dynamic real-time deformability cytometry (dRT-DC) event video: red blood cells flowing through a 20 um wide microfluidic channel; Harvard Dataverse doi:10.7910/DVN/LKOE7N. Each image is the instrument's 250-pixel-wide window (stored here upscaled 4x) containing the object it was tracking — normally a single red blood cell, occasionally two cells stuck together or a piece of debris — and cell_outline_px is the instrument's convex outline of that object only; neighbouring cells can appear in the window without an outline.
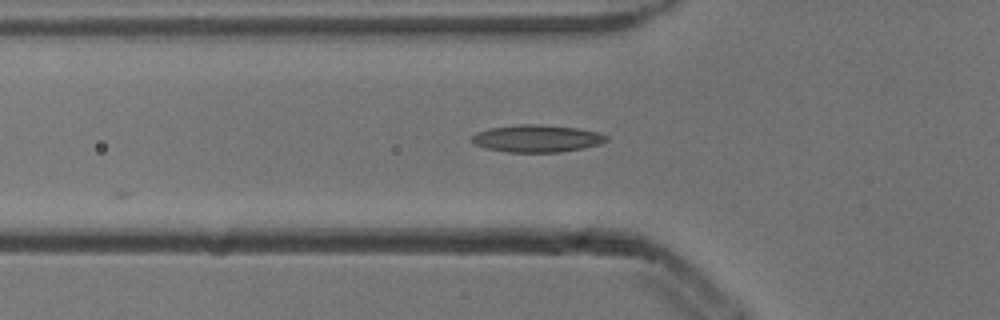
{"species": "common noctule bat (a hibernating species)", "species_latin": "Nyctalus noctula", "temperature_condition": "cold", "stored_images_in_passage": 5, "camera_frame_rate_fps": 3000, "um_per_image_px": 0.085, "animal": {"sex": "male", "body_mass_g": 13.3}, "frame": {"image": 1, "passage_image": 5, "time_ms": 1.333, "image_size_px": [1000, 320], "cell_outline_px": [[608, 140], [600, 144], [584, 148], [560, 152], [508, 152], [488, 148], [476, 144], [472, 140], [472, 136], [476, 132], [492, 128], [516, 124], [540, 124], [580, 128], [600, 132], [608, 136]], "centroid_in_image_um": [45.71, 11.76], "position_along_channel_um": 80.1, "area_um2": 21.44}}